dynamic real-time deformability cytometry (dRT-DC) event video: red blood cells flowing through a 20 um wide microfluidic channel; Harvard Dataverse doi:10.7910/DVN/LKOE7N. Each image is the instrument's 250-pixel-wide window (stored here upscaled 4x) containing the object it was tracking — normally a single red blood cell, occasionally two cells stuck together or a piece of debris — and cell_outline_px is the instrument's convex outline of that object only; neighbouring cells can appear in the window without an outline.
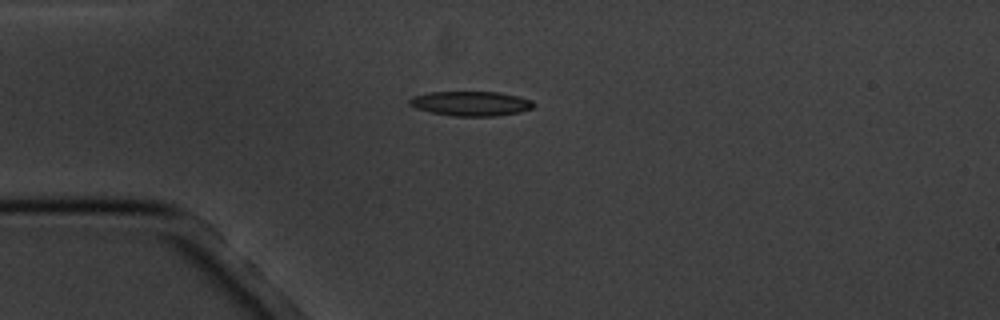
{"species": "common noctule bat (a hibernating species)", "species_latin": "Nyctalus noctula", "temperature_condition": "cold", "stored_images_in_passage": 7, "camera_frame_rate_fps": 3000, "um_per_image_px": 0.085, "animal": {"sex": "male", "body_mass_g": 20.1, "forearm_length_mm": 53.5}, "frame": {"image": 1, "passage_image": 1, "time_ms": 0.0, "image_size_px": [1000, 320], "cell_outline_px": [[536, 104], [532, 108], [520, 112], [496, 116], [456, 116], [432, 112], [416, 108], [408, 104], [408, 100], [412, 96], [428, 92], [500, 92], [532, 100]], "centroid_in_image_um": [40.02, 8.79], "position_along_channel_um": 45.0, "area_um2": 17.8}}
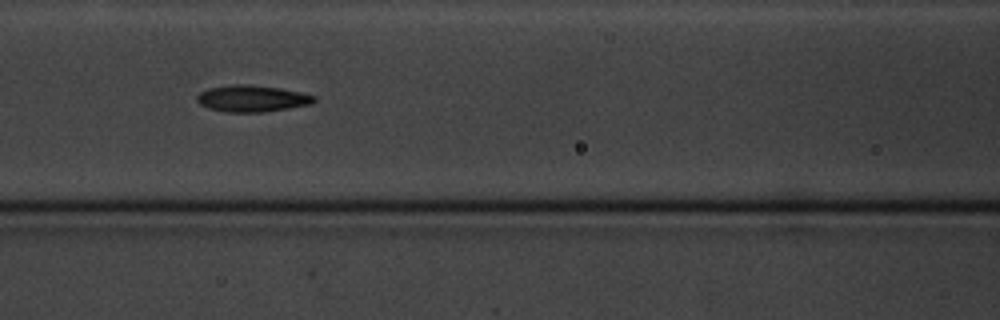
{"frame": {"image": 2, "passage_image": 4, "time_ms": 3.333, "image_size_px": [1000, 320], "cell_outline_px": [[316, 100], [312, 104], [264, 112], [224, 112], [208, 108], [200, 104], [196, 100], [196, 96], [200, 92], [212, 88], [236, 84], [248, 84], [280, 88], [300, 92], [316, 96]], "centroid_in_image_um": [21.44, 8.38], "position_along_channel_um": 145.2, "area_um2": 18.09}}
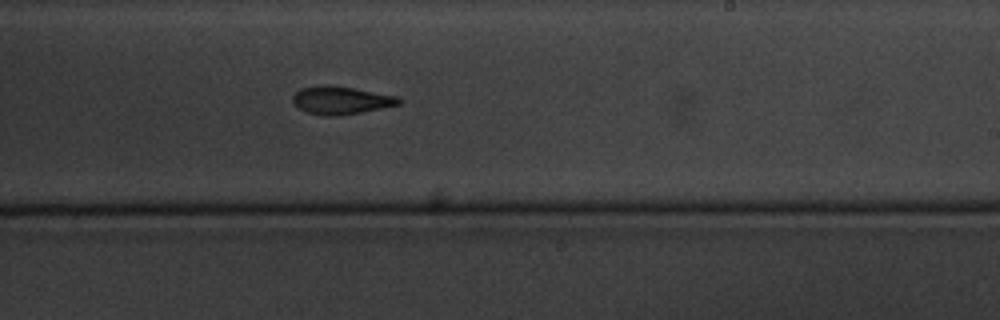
{"frame": {"image": 3, "passage_image": 7, "time_ms": 6.667, "image_size_px": [1000, 320], "cell_outline_px": [[400, 104], [360, 112], [336, 116], [324, 116], [304, 112], [296, 108], [292, 100], [292, 96], [300, 88], [320, 84], [328, 84], [352, 88], [396, 96], [400, 100]], "centroid_in_image_um": [28.87, 8.52], "position_along_channel_um": 260.1, "area_um2": 17.28}}